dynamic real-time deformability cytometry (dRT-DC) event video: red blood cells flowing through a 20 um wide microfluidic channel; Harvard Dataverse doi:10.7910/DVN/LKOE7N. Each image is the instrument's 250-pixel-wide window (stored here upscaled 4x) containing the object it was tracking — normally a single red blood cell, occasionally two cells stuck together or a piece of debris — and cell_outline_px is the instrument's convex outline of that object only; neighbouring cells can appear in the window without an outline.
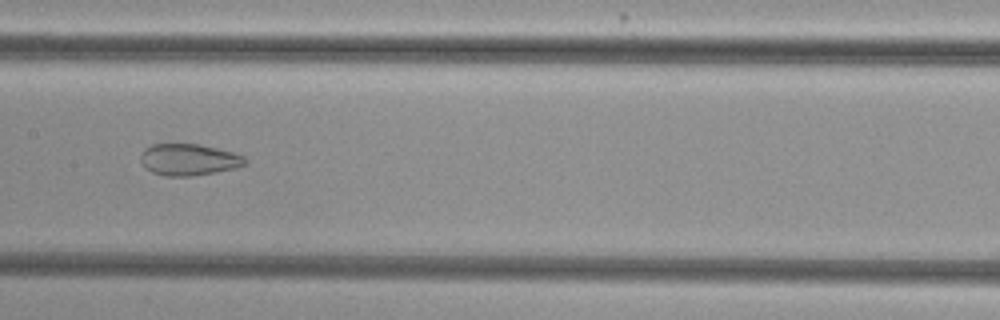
{"species": "common noctule bat (a hibernating species)", "species_latin": "Nyctalus noctula", "temperature_condition": "cold", "stored_images_in_passage": 40, "camera_frame_rate_fps": 3000, "um_per_image_px": 0.085, "animal": {"sex": "female", "body_mass_g": 29.2, "forearm_length_mm": 56.3}, "frame": {"image": 1, "passage_image": 27, "time_ms": 8.667, "image_size_px": [1000, 320], "cell_outline_px": [[248, 164], [236, 168], [216, 172], [192, 176], [164, 176], [152, 172], [144, 168], [140, 160], [140, 156], [144, 148], [152, 144], [200, 144], [232, 152], [244, 156], [248, 160]], "centroid_in_image_um": [16.04, 13.57], "position_along_channel_um": 191.4, "area_um2": 19.48}}
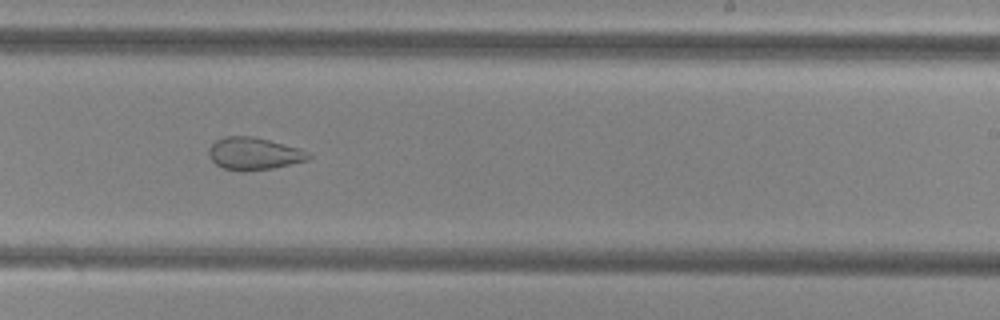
{"frame": {"image": 2, "passage_image": 33, "time_ms": 10.667, "image_size_px": [1000, 320], "cell_outline_px": [[312, 156], [308, 160], [272, 168], [244, 172], [240, 172], [224, 168], [216, 164], [208, 156], [208, 148], [216, 140], [224, 136], [252, 136], [300, 148], [308, 152]], "centroid_in_image_um": [21.56, 13.06], "position_along_channel_um": 267.4, "area_um2": 18.9}}
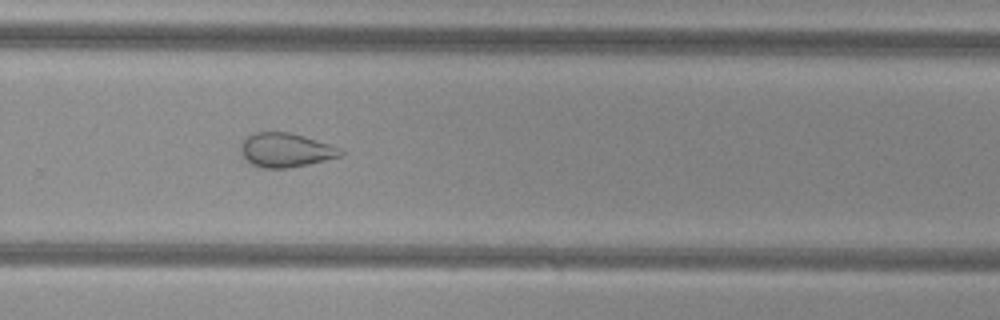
{"frame": {"image": 3, "passage_image": 36, "time_ms": 11.667, "image_size_px": [1000, 320], "cell_outline_px": [[344, 156], [308, 164], [288, 168], [260, 168], [252, 164], [240, 152], [240, 144], [252, 132], [288, 132], [304, 136], [328, 144], [344, 152]], "centroid_in_image_um": [24.26, 12.76], "position_along_channel_um": 305.5, "area_um2": 19.71}}